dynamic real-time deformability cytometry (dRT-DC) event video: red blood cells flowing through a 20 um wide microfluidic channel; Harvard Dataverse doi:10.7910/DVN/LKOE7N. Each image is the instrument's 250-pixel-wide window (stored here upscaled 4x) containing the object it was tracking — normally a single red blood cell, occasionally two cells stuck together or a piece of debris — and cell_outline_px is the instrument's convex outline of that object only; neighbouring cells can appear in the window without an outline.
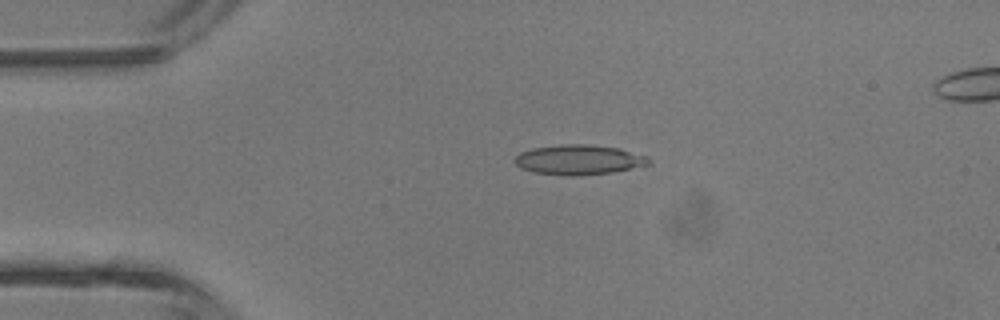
{"species": "common noctule bat (a hibernating species)", "species_latin": "Nyctalus noctula", "temperature_condition": "room temperature", "stored_images_in_passage": 4, "camera_frame_rate_fps": 3000, "um_per_image_px": 0.085, "animal": {"sex": "male", "body_mass_g": 13.3}, "frame": {"image": 1, "passage_image": 2, "time_ms": 2.0, "image_size_px": [1000, 320], "cell_outline_px": [[652, 164], [612, 172], [580, 176], [568, 176], [536, 172], [520, 168], [516, 164], [516, 156], [520, 152], [532, 148], [560, 144], [588, 144], [620, 148], [648, 156], [652, 160]], "centroid_in_image_um": [49.25, 13.57], "position_along_channel_um": 35.7, "area_um2": 23.52}}